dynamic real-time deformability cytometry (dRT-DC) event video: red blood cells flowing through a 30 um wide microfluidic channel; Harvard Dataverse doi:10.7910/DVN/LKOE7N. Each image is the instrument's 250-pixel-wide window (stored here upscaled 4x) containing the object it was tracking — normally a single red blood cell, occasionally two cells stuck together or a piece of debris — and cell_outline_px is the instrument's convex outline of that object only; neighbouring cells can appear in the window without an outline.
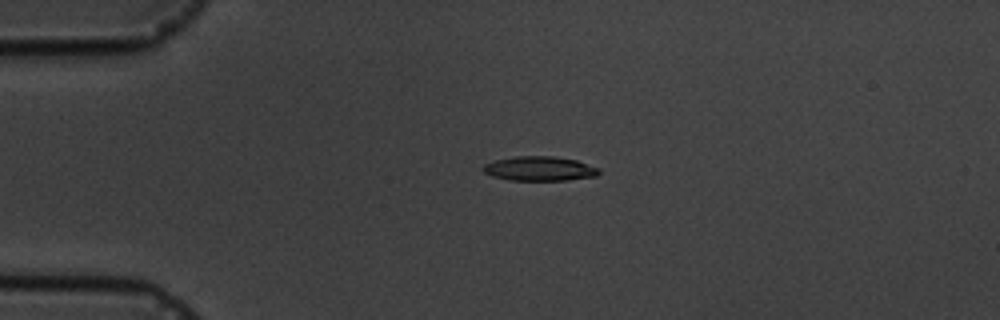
{"species": "common noctule bat (a hibernating species)", "species_latin": "Nyctalus noctula", "temperature_condition": "cold", "stored_images_in_passage": 5, "camera_frame_rate_fps": 3000, "um_per_image_px": 0.085, "animal": {"sex": "male", "body_mass_g": 19.5, "forearm_length_mm": 54.6}, "frame": {"image": 1, "passage_image": 4, "time_ms": 3.333, "image_size_px": [1000, 320], "cell_outline_px": [[600, 172], [596, 176], [568, 180], [508, 180], [492, 176], [484, 172], [480, 168], [484, 164], [496, 160], [516, 156], [556, 156], [576, 160], [600, 168]], "centroid_in_image_um": [45.86, 14.33], "position_along_channel_um": 39.1, "area_um2": 16.59}}